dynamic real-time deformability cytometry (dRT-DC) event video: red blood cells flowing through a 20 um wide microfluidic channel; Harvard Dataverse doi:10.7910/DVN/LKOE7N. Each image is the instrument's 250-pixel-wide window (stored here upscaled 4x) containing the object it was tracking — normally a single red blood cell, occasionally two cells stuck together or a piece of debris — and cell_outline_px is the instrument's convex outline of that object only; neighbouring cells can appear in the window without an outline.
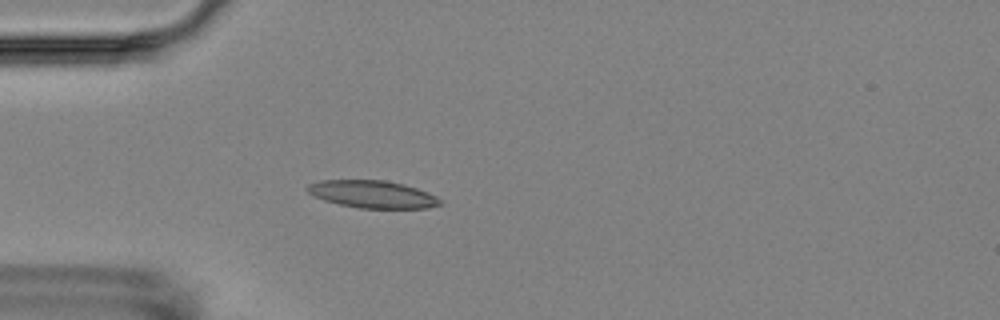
{"species": "Egyptian fruit bat (a non-hibernating species)", "species_latin": "Rousettus aegyptiacus", "temperature_condition": "room temperature", "stored_images_in_passage": 4, "camera_frame_rate_fps": 3000, "um_per_image_px": 0.085, "animal": {"sex": "female"}, "frame": {"image": 1, "passage_image": 4, "time_ms": 3.667, "image_size_px": [1000, 320], "cell_outline_px": [[444, 204], [428, 208], [360, 208], [340, 204], [324, 200], [308, 192], [304, 188], [308, 184], [320, 180], [384, 180], [404, 184], [428, 192], [436, 196]], "centroid_in_image_um": [31.67, 16.5], "position_along_channel_um": 53.3, "area_um2": 21.21}}